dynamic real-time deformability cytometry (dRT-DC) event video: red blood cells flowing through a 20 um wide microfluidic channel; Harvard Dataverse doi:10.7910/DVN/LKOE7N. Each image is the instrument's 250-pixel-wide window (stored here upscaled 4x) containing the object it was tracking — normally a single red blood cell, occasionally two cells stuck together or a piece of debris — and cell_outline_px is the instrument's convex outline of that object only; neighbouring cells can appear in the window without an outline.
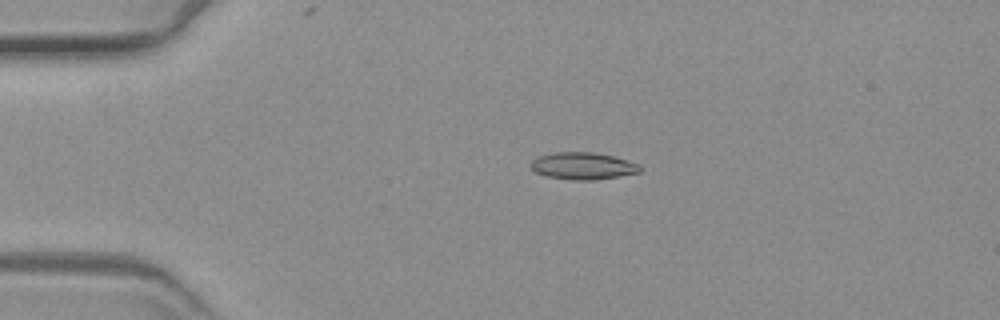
{"species": "common noctule bat (a hibernating species)", "species_latin": "Nyctalus noctula", "temperature_condition": "warm", "stored_images_in_passage": 56, "camera_frame_rate_fps": 3000, "um_per_image_px": 0.085, "animal": {"sex": "female", "body_mass_g": 19.3, "forearm_length_mm": 54.1}, "frame": {"image": 1, "passage_image": 13, "time_ms": 4.0, "image_size_px": [1000, 320], "cell_outline_px": [[640, 172], [620, 176], [596, 180], [568, 180], [544, 176], [536, 172], [528, 164], [536, 156], [556, 152], [592, 152], [612, 156], [636, 164], [640, 168]], "centroid_in_image_um": [49.45, 14.11], "position_along_channel_um": 35.5, "area_um2": 17.22}}
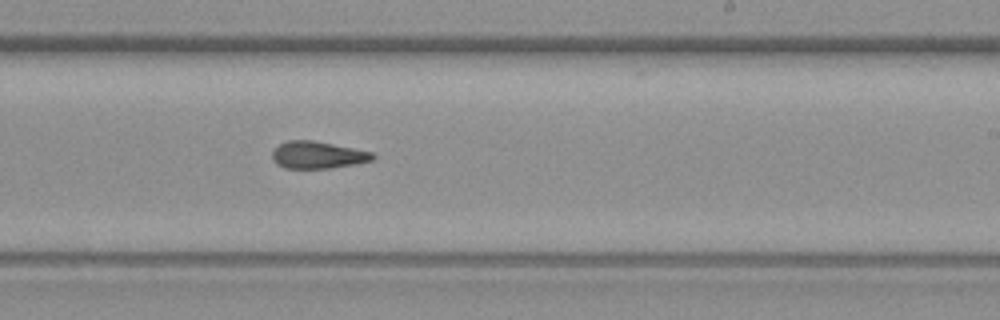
{"frame": {"image": 2, "passage_image": 36, "time_ms": 11.667, "image_size_px": [1000, 320], "cell_outline_px": [[376, 156], [372, 160], [356, 164], [332, 168], [284, 168], [276, 164], [272, 160], [272, 152], [280, 144], [288, 140], [312, 140], [372, 152]], "centroid_in_image_um": [26.99, 13.18], "position_along_channel_um": 262.0, "area_um2": 15.84}}
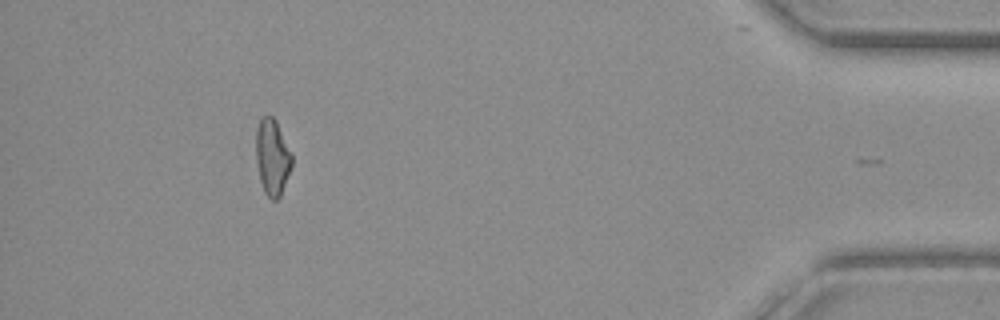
{"frame": {"image": 3, "passage_image": 54, "time_ms": 17.667, "image_size_px": [1000, 320], "cell_outline_px": [[292, 168], [280, 196], [276, 200], [272, 200], [264, 192], [260, 180], [256, 160], [256, 128], [260, 120], [264, 116], [272, 116], [276, 120], [292, 156]], "centroid_in_image_um": [23.14, 13.37], "position_along_channel_um": 412.1, "area_um2": 15.84}}